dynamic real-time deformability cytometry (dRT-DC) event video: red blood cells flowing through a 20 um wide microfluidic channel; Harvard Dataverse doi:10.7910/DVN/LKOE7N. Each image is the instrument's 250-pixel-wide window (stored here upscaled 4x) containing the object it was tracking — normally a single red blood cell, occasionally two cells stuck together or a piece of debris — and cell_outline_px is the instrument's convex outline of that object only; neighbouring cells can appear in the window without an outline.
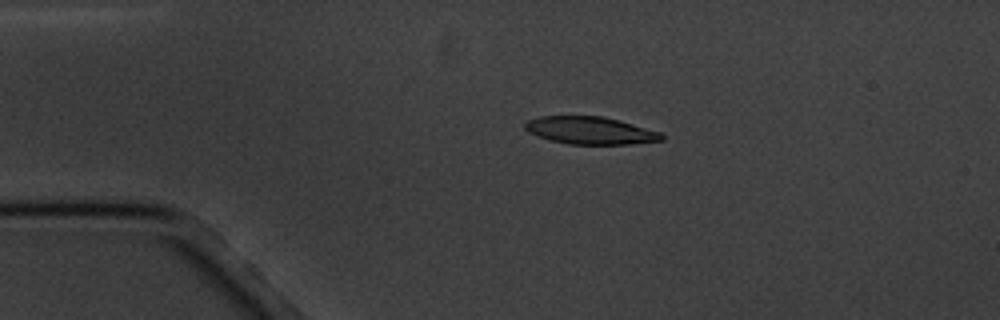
{"species": "common noctule bat (a hibernating species)", "species_latin": "Nyctalus noctula", "temperature_condition": "cold", "stored_images_in_passage": 5, "camera_frame_rate_fps": 3000, "um_per_image_px": 0.085, "animal": {"sex": "male", "body_mass_g": 20.1, "forearm_length_mm": 53.5}, "frame": {"image": 1, "passage_image": 4, "time_ms": 3.333, "image_size_px": [1000, 320], "cell_outline_px": [[664, 140], [628, 144], [568, 144], [552, 140], [528, 132], [524, 128], [524, 124], [528, 120], [540, 116], [604, 116], [660, 132], [664, 136]], "centroid_in_image_um": [50.17, 11.09], "position_along_channel_um": 34.8, "area_um2": 21.68}}